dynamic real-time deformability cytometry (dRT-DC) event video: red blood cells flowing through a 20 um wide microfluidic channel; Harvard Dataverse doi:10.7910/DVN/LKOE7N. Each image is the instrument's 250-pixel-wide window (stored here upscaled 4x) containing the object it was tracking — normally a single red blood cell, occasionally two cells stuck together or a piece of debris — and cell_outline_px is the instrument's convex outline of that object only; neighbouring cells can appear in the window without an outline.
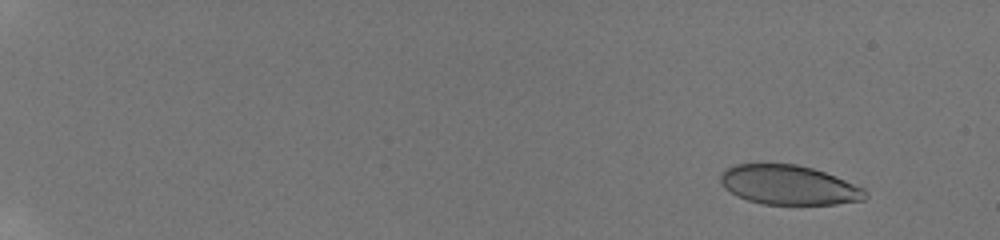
{"species": "human", "species_latin": "Homo sapiens", "temperature_condition": "room temperature", "stored_images_in_passage": 26, "camera_frame_rate_fps": 3000, "um_per_image_px": 0.085, "donor": {"sex": "male"}, "frame": {"image": 1, "passage_image": 1, "time_ms": 0.0, "image_size_px": [1000, 240], "cell_outline_px": [[868, 196], [864, 200], [836, 204], [764, 204], [748, 200], [736, 196], [724, 188], [720, 180], [720, 176], [728, 168], [736, 164], [796, 164], [812, 168], [836, 176], [864, 188], [868, 192]], "centroid_in_image_um": [67.07, 15.73], "position_along_channel_um": 17.9, "area_um2": 33.23}}
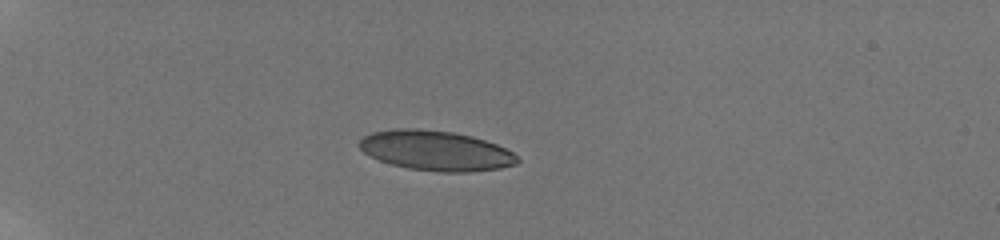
{"frame": {"image": 2, "passage_image": 11, "time_ms": 4.333, "image_size_px": [1000, 240], "cell_outline_px": [[520, 160], [516, 164], [500, 168], [468, 172], [440, 172], [408, 168], [392, 164], [380, 160], [364, 152], [356, 144], [364, 136], [372, 132], [392, 128], [416, 128], [452, 132], [472, 136], [496, 144], [512, 152]], "centroid_in_image_um": [37.02, 12.8], "position_along_channel_um": 48.0, "area_um2": 36.7}}
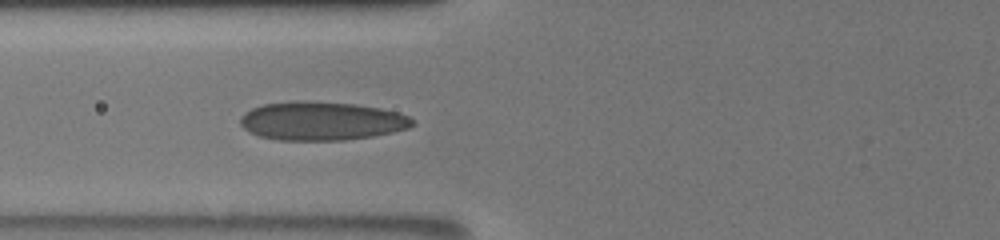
{"frame": {"image": 3, "passage_image": 24, "time_ms": 7.0, "image_size_px": [1000, 240], "cell_outline_px": [[416, 124], [408, 128], [392, 132], [372, 136], [344, 140], [280, 140], [260, 136], [248, 132], [240, 124], [240, 116], [244, 112], [252, 108], [264, 104], [292, 100], [300, 100], [356, 104], [380, 108], [396, 112], [408, 116]], "centroid_in_image_um": [27.3, 10.27], "position_along_channel_um": 98.5, "area_um2": 38.84}}